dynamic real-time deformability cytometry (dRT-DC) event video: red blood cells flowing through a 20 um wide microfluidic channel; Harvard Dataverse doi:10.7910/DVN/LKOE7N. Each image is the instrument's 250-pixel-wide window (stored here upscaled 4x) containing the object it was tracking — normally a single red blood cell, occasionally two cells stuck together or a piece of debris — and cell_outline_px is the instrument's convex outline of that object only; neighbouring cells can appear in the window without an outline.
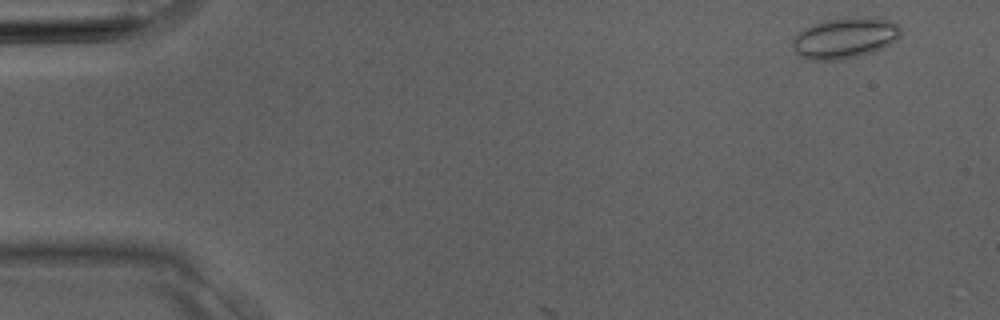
{"species": "Egyptian fruit bat (a non-hibernating species)", "species_latin": "Rousettus aegyptiacus", "temperature_condition": "room temperature", "stored_images_in_passage": 2, "camera_frame_rate_fps": 3000, "um_per_image_px": 0.085, "animal": {"sex": "male"}, "frame": {"image": 1, "passage_image": 1, "time_ms": 0.0, "image_size_px": [1000, 320], "cell_outline_px": [[900, 36], [896, 40], [884, 48], [872, 52], [856, 56], [836, 60], [808, 60], [800, 56], [792, 48], [792, 40], [804, 28], [812, 24], [824, 20], [872, 16], [876, 16], [892, 20], [900, 24]], "centroid_in_image_um": [71.85, 3.21], "position_along_channel_um": 13.1, "area_um2": 25.95}}